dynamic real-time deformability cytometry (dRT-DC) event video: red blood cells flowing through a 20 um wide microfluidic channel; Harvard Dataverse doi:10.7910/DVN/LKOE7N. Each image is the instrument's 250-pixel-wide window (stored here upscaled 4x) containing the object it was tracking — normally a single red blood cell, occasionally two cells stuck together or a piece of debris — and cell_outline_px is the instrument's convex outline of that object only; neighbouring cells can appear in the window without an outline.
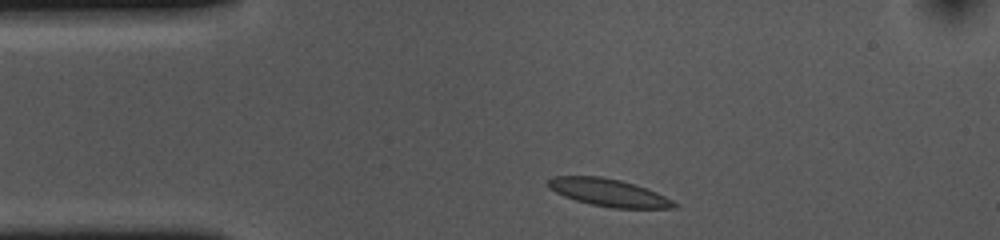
{"species": "common noctule bat (a hibernating species)", "species_latin": "Nyctalus noctula", "temperature_condition": "cold", "stored_images_in_passage": 34, "camera_frame_rate_fps": 3000, "um_per_image_px": 0.085, "animal": {"sex": "female", "body_mass_g": 10.0, "forearm_length_mm": 53.1}, "frame": {"image": 1, "passage_image": 1, "time_ms": 0.0, "image_size_px": [1000, 240], "cell_outline_px": [[680, 204], [676, 208], [612, 208], [592, 204], [576, 200], [564, 196], [548, 188], [548, 180], [552, 176], [600, 176], [620, 180], [636, 184], [648, 188]], "centroid_in_image_um": [51.76, 16.37], "position_along_channel_um": 33.2, "area_um2": 20.23}}
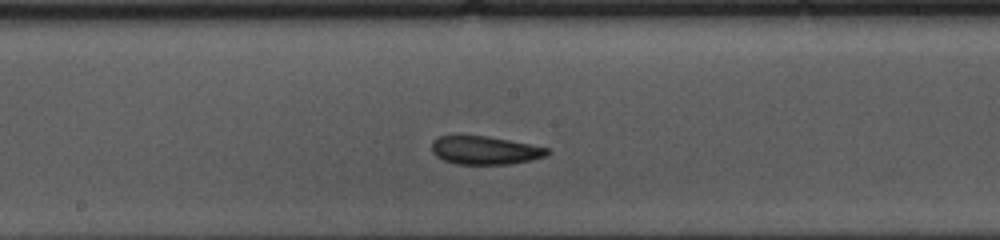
{"frame": {"image": 2, "passage_image": 18, "time_ms": 5.667, "image_size_px": [1000, 240], "cell_outline_px": [[552, 152], [548, 156], [532, 160], [508, 164], [456, 164], [444, 160], [436, 156], [432, 152], [432, 140], [440, 136], [484, 136], [532, 144], [548, 148]], "centroid_in_image_um": [41.26, 12.78], "position_along_channel_um": 206.9, "area_um2": 19.07}}
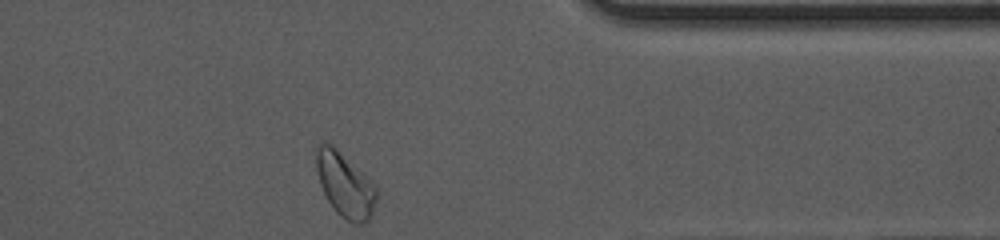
{"frame": {"image": 3, "passage_image": 34, "time_ms": 11.0, "image_size_px": [1000, 240], "cell_outline_px": [[376, 200], [372, 212], [368, 220], [364, 224], [352, 224], [340, 216], [332, 208], [320, 184], [316, 168], [316, 148], [324, 140], [332, 144], [376, 188]], "centroid_in_image_um": [29.28, 15.74], "position_along_channel_um": 382.1, "area_um2": 22.14}, "authors_computed_cell_mechanics": {"area_um2": 19.5075, "velocity_mm_per_s": 3.6044, "shape_relaxation_time_tau1_ms": 4.8062, "shape_relaxation_time_tau2_ms": 3.7313, "deformation_change_tau1": 0.1161, "deformation_change_tau2": 0.0864}}